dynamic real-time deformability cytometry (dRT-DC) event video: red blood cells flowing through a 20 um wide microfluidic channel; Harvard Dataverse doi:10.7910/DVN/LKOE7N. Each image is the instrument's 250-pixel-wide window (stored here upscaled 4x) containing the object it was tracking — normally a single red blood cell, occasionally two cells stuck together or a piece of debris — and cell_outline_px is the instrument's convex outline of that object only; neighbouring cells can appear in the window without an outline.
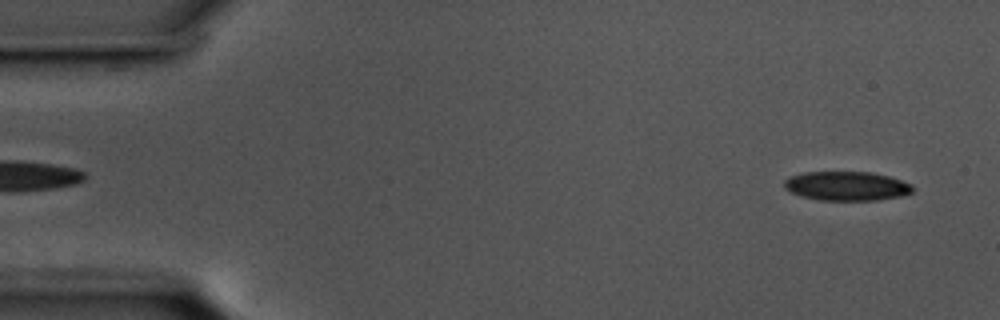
{"species": "common noctule bat (a hibernating species)", "species_latin": "Nyctalus noctula", "temperature_condition": "cold", "stored_images_in_passage": 55, "camera_frame_rate_fps": 3000, "um_per_image_px": 0.085, "animal": {"sex": "male", "body_mass_g": 17.5, "forearm_length_mm": 52.3}, "frame": {"image": 1, "passage_image": 3, "time_ms": 0.667, "image_size_px": [1000, 320], "cell_outline_px": [[912, 192], [900, 196], [876, 200], [820, 200], [800, 196], [784, 188], [784, 180], [788, 176], [804, 172], [872, 172], [888, 176], [912, 184]], "centroid_in_image_um": [71.92, 15.8], "position_along_channel_um": 13.1, "area_um2": 21.79}}
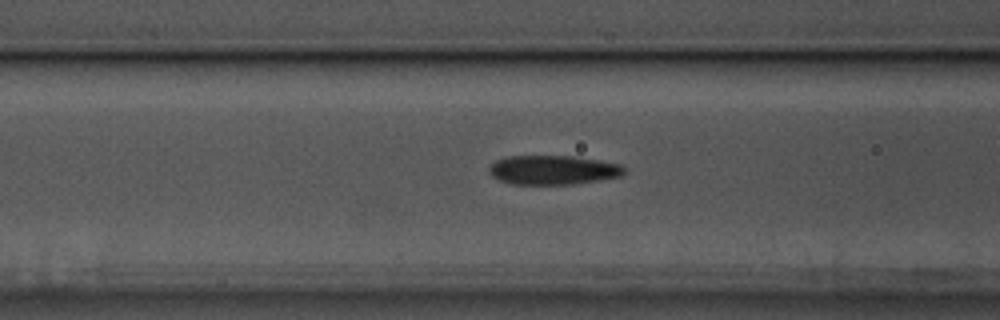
{"frame": {"image": 2, "passage_image": 21, "time_ms": 6.667, "image_size_px": [1000, 320], "cell_outline_px": [[624, 172], [620, 176], [572, 184], [512, 184], [500, 180], [492, 176], [488, 172], [488, 168], [496, 160], [508, 156], [572, 156], [600, 160], [620, 164], [624, 168]], "centroid_in_image_um": [46.97, 14.44], "position_along_channel_um": 119.6, "area_um2": 22.83}}
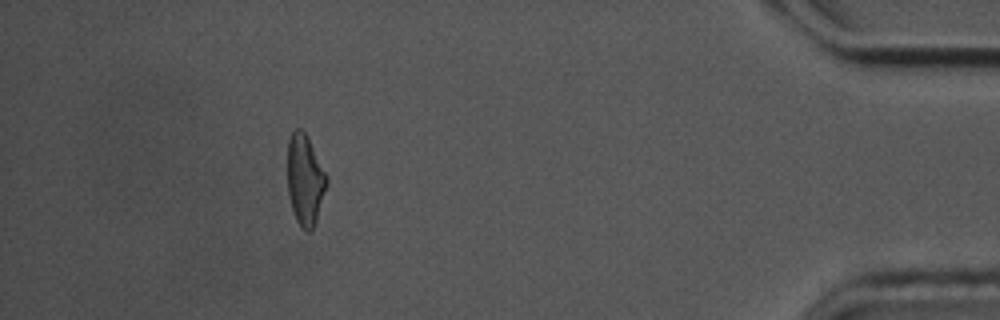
{"frame": {"image": 3, "passage_image": 50, "time_ms": 16.333, "image_size_px": [1000, 320], "cell_outline_px": [[328, 184], [312, 232], [304, 232], [300, 228], [296, 220], [292, 208], [288, 192], [288, 140], [292, 132], [296, 128], [300, 128], [308, 136], [328, 180]], "centroid_in_image_um": [25.93, 15.32], "position_along_channel_um": 409.3, "area_um2": 20.69}, "authors_computed_cell_mechanics": {"area_um2": 22.5998, "velocity_mm_per_s": 3.5873, "shape_relaxation_time_tau1_ms": 5.3461, "shape_relaxation_time_tau2_ms": 3.0989, "deformation_change_tau1": 0.1324, "deformation_change_tau2": 0.1243}}